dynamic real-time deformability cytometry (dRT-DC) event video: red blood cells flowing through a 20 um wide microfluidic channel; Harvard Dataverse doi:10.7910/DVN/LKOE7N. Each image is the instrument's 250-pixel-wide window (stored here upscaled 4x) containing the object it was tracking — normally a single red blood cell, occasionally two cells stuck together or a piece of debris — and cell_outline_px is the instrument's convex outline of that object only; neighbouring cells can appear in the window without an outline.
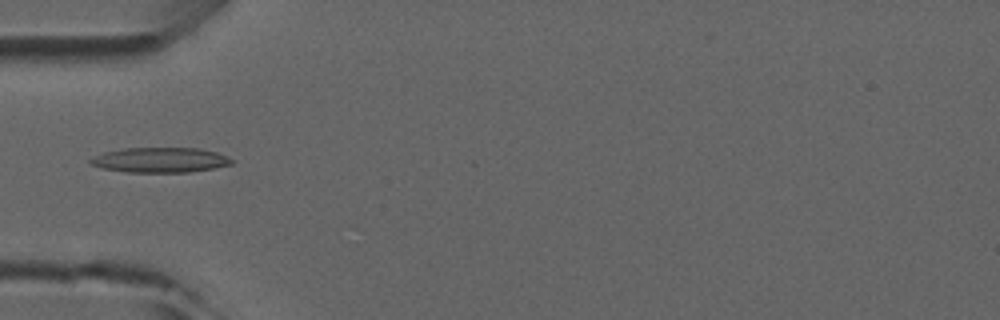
{"species": "common noctule bat (a hibernating species)", "species_latin": "Nyctalus noctula", "temperature_condition": "room temperature", "stored_images_in_passage": 6, "camera_frame_rate_fps": 3000, "um_per_image_px": 0.085, "animal": {"sex": "male", "forearm_length_mm": 52.5}, "frame": {"image": 1, "passage_image": 5, "time_ms": 4.667, "image_size_px": [1000, 320], "cell_outline_px": [[232, 164], [212, 168], [188, 172], [128, 172], [100, 168], [88, 164], [88, 160], [104, 152], [124, 148], [196, 148], [216, 152], [232, 160]], "centroid_in_image_um": [13.54, 13.6], "position_along_channel_um": 71.5, "area_um2": 20.4}}
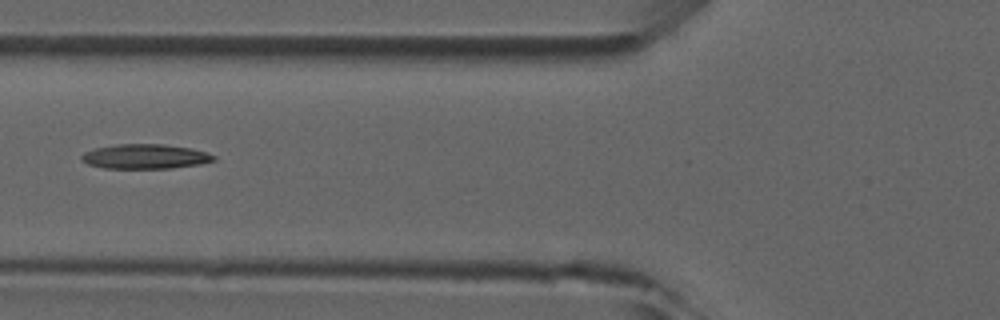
{"frame": {"image": 2, "passage_image": 6, "time_ms": 5.667, "image_size_px": [1000, 320], "cell_outline_px": [[216, 160], [200, 164], [172, 168], [104, 168], [88, 164], [80, 160], [80, 156], [84, 152], [96, 148], [116, 144], [164, 144], [192, 148], [208, 152], [216, 156]], "centroid_in_image_um": [12.36, 13.3], "position_along_channel_um": 113.4, "area_um2": 19.13}}